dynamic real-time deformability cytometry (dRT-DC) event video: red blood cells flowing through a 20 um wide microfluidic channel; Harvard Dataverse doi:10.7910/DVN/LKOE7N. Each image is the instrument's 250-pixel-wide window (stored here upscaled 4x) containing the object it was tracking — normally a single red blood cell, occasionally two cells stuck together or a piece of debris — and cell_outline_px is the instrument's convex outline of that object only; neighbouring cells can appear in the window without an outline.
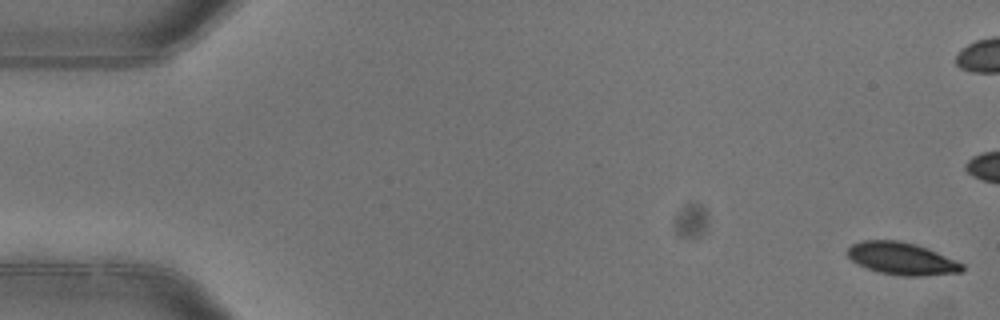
{"species": "common noctule bat (a hibernating species)", "species_latin": "Nyctalus noctula", "temperature_condition": "warm", "stored_images_in_passage": 5, "camera_frame_rate_fps": 3000, "um_per_image_px": 0.085, "animal": {"sex": "female"}, "frame": {"image": 1, "passage_image": 1, "time_ms": 0.0, "image_size_px": [1000, 320], "cell_outline_px": [[964, 272], [924, 276], [900, 276], [880, 272], [868, 268], [852, 260], [848, 256], [848, 248], [852, 244], [860, 240], [900, 240], [916, 244], [936, 252], [964, 264]], "centroid_in_image_um": [76.67, 21.98], "position_along_channel_um": 8.3, "area_um2": 21.56}}